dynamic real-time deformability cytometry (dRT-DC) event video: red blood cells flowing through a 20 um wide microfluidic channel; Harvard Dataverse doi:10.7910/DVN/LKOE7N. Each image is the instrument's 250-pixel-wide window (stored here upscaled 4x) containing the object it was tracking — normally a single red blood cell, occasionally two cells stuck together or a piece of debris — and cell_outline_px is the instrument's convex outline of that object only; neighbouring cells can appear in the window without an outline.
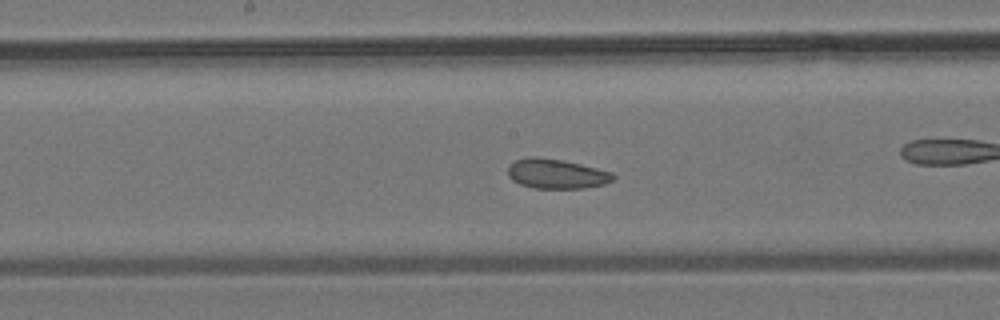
{"species": "common noctule bat (a hibernating species)", "species_latin": "Nyctalus noctula", "temperature_condition": "room temperature", "stored_images_in_passage": 42, "camera_frame_rate_fps": 3000, "um_per_image_px": 0.085, "animal": {"sex": "male", "body_mass_g": 19.2, "forearm_length_mm": 51.8}, "frame": {"image": 1, "passage_image": 19, "time_ms": 6.0, "image_size_px": [1000, 320], "cell_outline_px": [[616, 176], [612, 180], [604, 184], [584, 188], [532, 188], [520, 184], [512, 180], [508, 176], [508, 164], [516, 160], [528, 156], [536, 156], [564, 160], [612, 172]], "centroid_in_image_um": [47.26, 14.76], "position_along_channel_um": 200.9, "area_um2": 18.32}}